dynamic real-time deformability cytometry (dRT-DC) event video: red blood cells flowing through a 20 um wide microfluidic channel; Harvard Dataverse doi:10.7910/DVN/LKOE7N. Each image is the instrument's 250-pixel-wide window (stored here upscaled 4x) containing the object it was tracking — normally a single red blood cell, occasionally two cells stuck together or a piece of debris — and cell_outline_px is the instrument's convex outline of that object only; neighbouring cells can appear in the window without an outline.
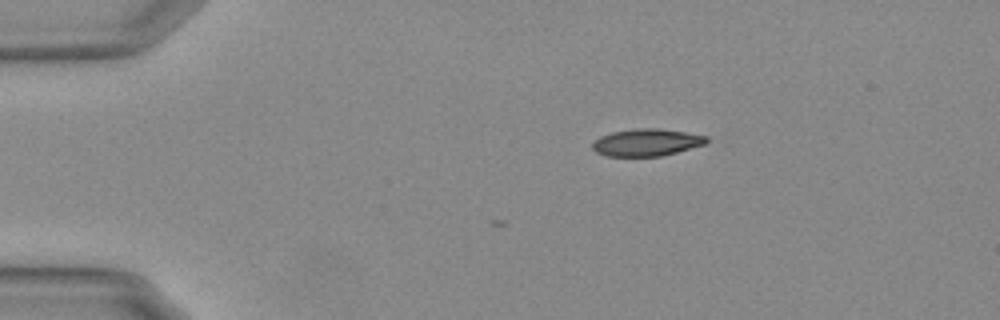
{"species": "Egyptian fruit bat (a non-hibernating species)", "species_latin": "Rousettus aegyptiacus", "temperature_condition": "warm", "stored_images_in_passage": 39, "camera_frame_rate_fps": 3000, "um_per_image_px": 0.085, "animal": {"sex": "female"}, "frame": {"image": 1, "passage_image": 1, "time_ms": 0.0, "image_size_px": [1000, 320], "cell_outline_px": [[708, 144], [660, 156], [608, 156], [596, 152], [592, 148], [592, 144], [600, 136], [612, 132], [636, 128], [656, 128], [684, 132], [708, 136]], "centroid_in_image_um": [54.98, 12.1], "position_along_channel_um": 30.0, "area_um2": 18.03}}
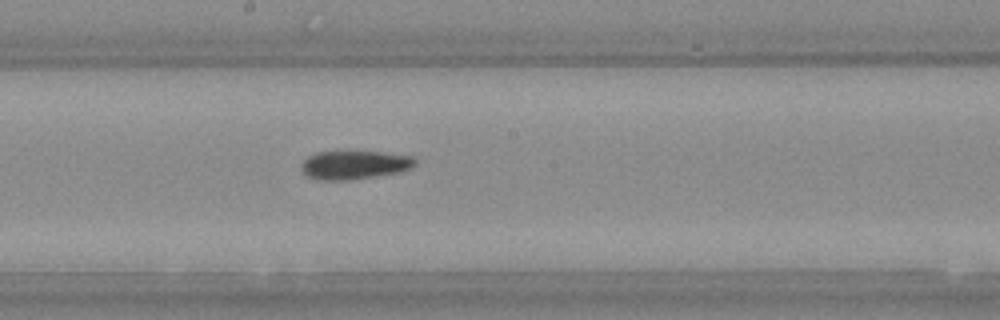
{"frame": {"image": 2, "passage_image": 21, "time_ms": 6.667, "image_size_px": [1000, 320], "cell_outline_px": [[416, 164], [412, 168], [400, 172], [348, 180], [320, 180], [308, 176], [300, 168], [300, 164], [308, 156], [316, 152], [344, 148], [416, 156]], "centroid_in_image_um": [30.12, 13.96], "position_along_channel_um": 218.1, "area_um2": 19.88}}
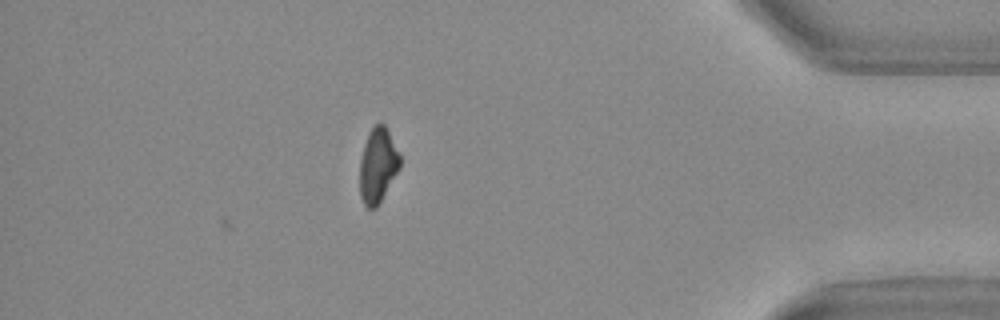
{"frame": {"image": 3, "passage_image": 39, "time_ms": 12.667, "image_size_px": [1000, 320], "cell_outline_px": [[400, 168], [376, 208], [368, 208], [364, 204], [360, 196], [360, 160], [364, 144], [368, 132], [376, 124], [384, 124], [400, 152]], "centroid_in_image_um": [32.12, 14.05], "position_along_channel_um": 403.1, "area_um2": 17.46}, "authors_computed_cell_mechanics": {"area_um2": 18.9584, "velocity_mm_per_s": 3.7497, "shape_relaxation_time_tau1_ms": 6.8854, "shape_relaxation_time_tau2_ms": 9.2794, "deformation_change_tau1": 0.1843, "deformation_change_tau2": 0.1826}}